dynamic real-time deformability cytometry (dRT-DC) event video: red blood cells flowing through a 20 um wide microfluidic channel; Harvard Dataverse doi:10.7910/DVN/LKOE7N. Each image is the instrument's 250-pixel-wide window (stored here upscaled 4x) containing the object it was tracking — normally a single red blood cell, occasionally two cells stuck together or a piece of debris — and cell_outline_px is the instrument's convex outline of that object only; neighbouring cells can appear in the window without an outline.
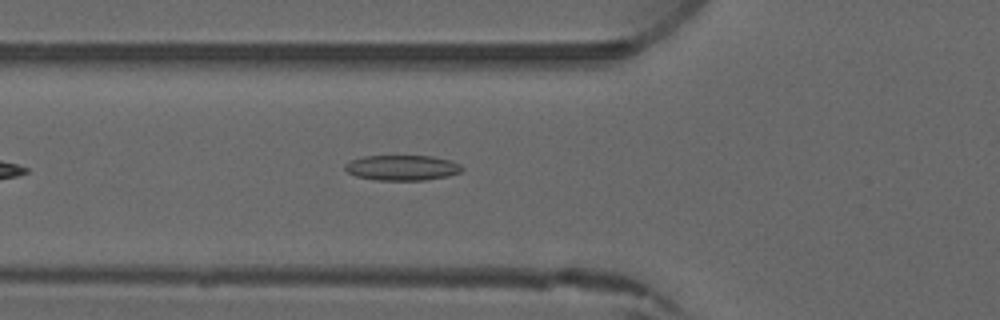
{"species": "common noctule bat (a hibernating species)", "species_latin": "Nyctalus noctula", "temperature_condition": "warm", "stored_images_in_passage": 4, "camera_frame_rate_fps": 3000, "um_per_image_px": 0.085, "animal": {"sex": "male", "forearm_length_mm": 52.5}, "frame": {"image": 1, "passage_image": 4, "time_ms": 3.667, "image_size_px": [1000, 320], "cell_outline_px": [[464, 168], [460, 172], [448, 176], [424, 180], [376, 180], [356, 176], [348, 172], [344, 168], [344, 164], [352, 160], [364, 156], [432, 156], [448, 160], [460, 164]], "centroid_in_image_um": [34.18, 14.26], "position_along_channel_um": 91.6, "area_um2": 17.17}}